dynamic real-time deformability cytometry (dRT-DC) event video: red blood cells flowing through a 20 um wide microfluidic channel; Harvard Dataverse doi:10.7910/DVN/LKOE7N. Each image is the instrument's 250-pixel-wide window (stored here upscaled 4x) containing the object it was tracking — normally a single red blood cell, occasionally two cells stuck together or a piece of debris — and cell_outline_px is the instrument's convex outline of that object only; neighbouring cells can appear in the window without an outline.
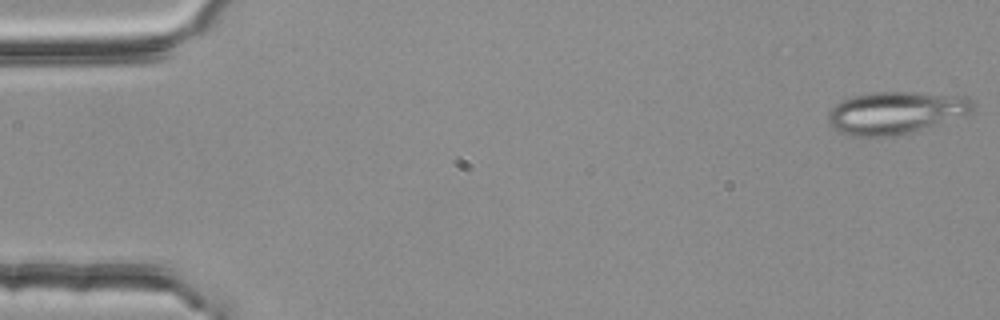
{"species": "common noctule bat (a hibernating species)", "species_latin": "Nyctalus noctula", "temperature_condition": "room temperature", "stored_images_in_passage": 4, "camera_frame_rate_fps": 3000, "um_per_image_px": 0.085, "animal": {"sex": "female", "body_mass_g": 25.1}, "frame": {"image": 1, "passage_image": 1, "time_ms": 0.0, "image_size_px": [1000, 320], "cell_outline_px": [[976, 104], [972, 112], [908, 132], [892, 136], [852, 136], [836, 132], [828, 124], [828, 112], [840, 100], [852, 96], [876, 92], [912, 92], [968, 96]], "centroid_in_image_um": [76.07, 9.56], "position_along_channel_um": 8.9, "area_um2": 35.49}}